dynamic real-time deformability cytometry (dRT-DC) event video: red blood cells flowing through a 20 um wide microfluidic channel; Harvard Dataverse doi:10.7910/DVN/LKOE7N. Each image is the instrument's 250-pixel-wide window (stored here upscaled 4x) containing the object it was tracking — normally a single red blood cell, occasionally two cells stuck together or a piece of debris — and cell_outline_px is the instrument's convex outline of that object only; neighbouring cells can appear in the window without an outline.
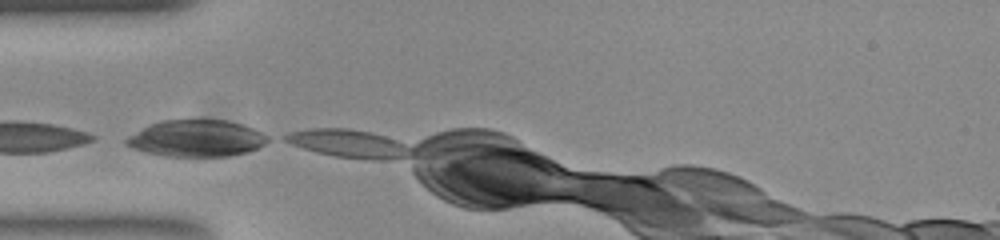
{"species": "common noctule bat (a hibernating species)", "species_latin": "Nyctalus noctula", "temperature_condition": "room temperature", "stored_images_in_passage": 2, "camera_frame_rate_fps": 3000, "um_per_image_px": 0.085, "animal": {"sex": "female", "body_mass_g": 23.0, "forearm_length_mm": 53.4}, "frame": {"image": 1, "passage_image": 1, "time_ms": 0.0, "image_size_px": [1000, 240], "cell_outline_px": [[272, 140], [248, 152], [228, 156], [164, 156], [144, 152], [132, 148], [124, 144], [124, 140], [128, 136], [152, 124], [164, 120], [224, 120], [240, 124], [252, 128], [268, 136]], "centroid_in_image_um": [16.7, 11.77], "position_along_channel_um": 68.3, "area_um2": 30.0}}